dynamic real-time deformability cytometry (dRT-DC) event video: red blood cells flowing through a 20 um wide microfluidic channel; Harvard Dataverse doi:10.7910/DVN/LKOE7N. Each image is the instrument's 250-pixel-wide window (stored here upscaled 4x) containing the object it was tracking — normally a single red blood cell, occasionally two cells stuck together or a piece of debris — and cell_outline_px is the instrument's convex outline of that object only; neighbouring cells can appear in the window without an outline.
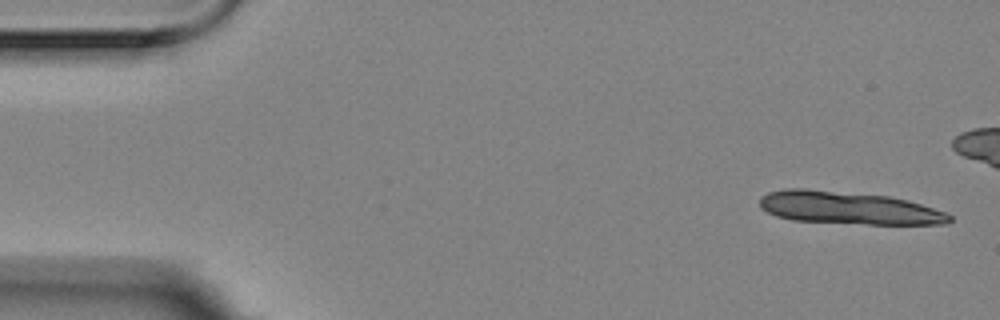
{"species": "Egyptian fruit bat (a non-hibernating species)", "species_latin": "Rousettus aegyptiacus", "temperature_condition": "room temperature", "stored_images_in_passage": 6, "segment_of_instrument_passage": [1, 2], "camera_frame_rate_fps": 3000, "um_per_image_px": 0.085, "animal": {"sex": "female"}, "frame": {"image": 1, "passage_image": 1, "time_ms": 0.0, "image_size_px": [1000, 320], "cell_outline_px": [[952, 220], [948, 224], [868, 224], [792, 220], [776, 216], [760, 208], [760, 196], [768, 192], [784, 188], [804, 188], [888, 196], [908, 200], [944, 212], [952, 216]], "centroid_in_image_um": [72.09, 17.67], "position_along_channel_um": 12.9, "area_um2": 36.07}}